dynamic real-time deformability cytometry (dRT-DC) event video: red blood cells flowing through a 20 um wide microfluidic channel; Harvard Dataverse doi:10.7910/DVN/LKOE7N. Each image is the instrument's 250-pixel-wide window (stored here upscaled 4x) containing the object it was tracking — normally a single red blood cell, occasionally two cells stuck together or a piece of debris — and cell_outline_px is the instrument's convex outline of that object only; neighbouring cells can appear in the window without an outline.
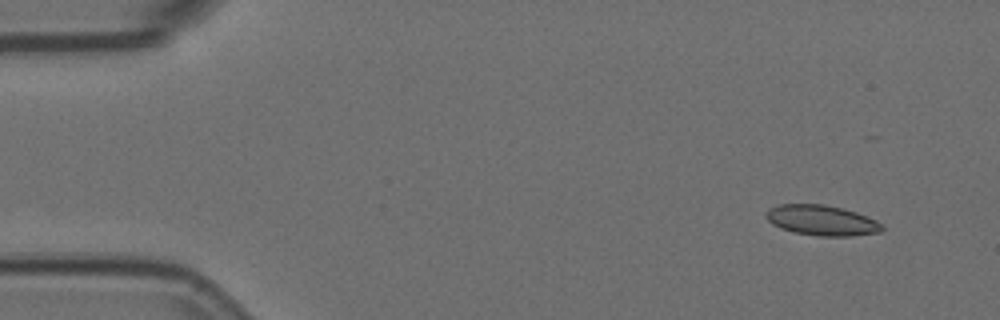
{"species": "Egyptian fruit bat (a non-hibernating species)", "species_latin": "Rousettus aegyptiacus", "temperature_condition": "room temperature", "stored_images_in_passage": 7, "camera_frame_rate_fps": 3000, "um_per_image_px": 0.085, "animal": {"sex": "female"}, "frame": {"image": 1, "passage_image": 1, "time_ms": 0.0, "image_size_px": [1000, 320], "cell_outline_px": [[884, 228], [880, 232], [852, 236], [820, 236], [792, 232], [780, 228], [772, 224], [764, 216], [764, 212], [768, 208], [780, 204], [824, 204], [844, 208], [868, 216], [876, 220]], "centroid_in_image_um": [69.81, 18.72], "position_along_channel_um": 15.2, "area_um2": 20.75}}
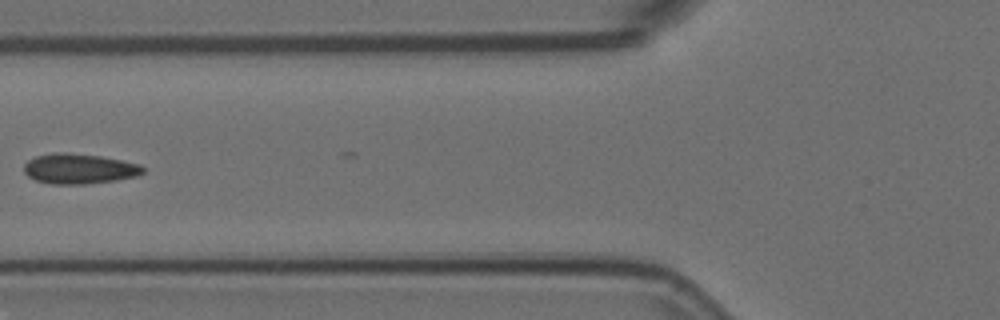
{"frame": {"image": 2, "passage_image": 6, "time_ms": 1.667, "image_size_px": [1000, 320], "cell_outline_px": [[144, 172], [140, 176], [116, 180], [84, 184], [52, 184], [36, 180], [28, 176], [24, 172], [24, 164], [28, 160], [36, 156], [56, 152], [64, 152], [100, 156], [140, 164], [144, 168]], "centroid_in_image_um": [6.74, 14.34], "position_along_channel_um": 119.1, "area_um2": 20.92}}
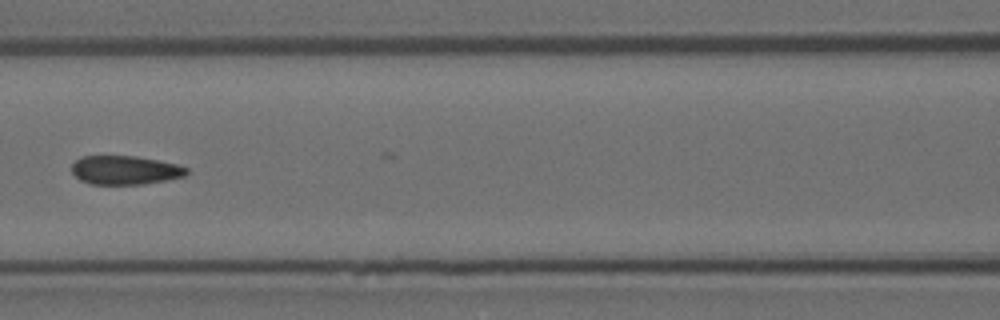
{"frame": {"image": 3, "passage_image": 7, "time_ms": 2.0, "image_size_px": [1000, 320], "cell_outline_px": [[188, 172], [184, 176], [168, 180], [144, 184], [92, 184], [80, 180], [72, 172], [72, 164], [80, 156], [136, 156], [176, 164], [188, 168]], "centroid_in_image_um": [10.62, 14.46], "position_along_channel_um": 156.0, "area_um2": 19.25}}